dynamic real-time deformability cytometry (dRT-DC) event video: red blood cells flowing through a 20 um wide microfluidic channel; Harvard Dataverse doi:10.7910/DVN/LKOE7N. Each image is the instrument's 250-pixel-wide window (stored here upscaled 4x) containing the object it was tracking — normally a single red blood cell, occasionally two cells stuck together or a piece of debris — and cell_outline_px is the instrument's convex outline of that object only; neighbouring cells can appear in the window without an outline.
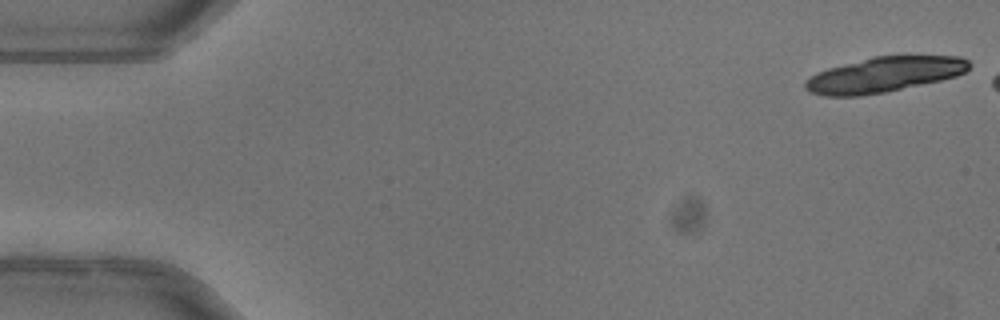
{"species": "common noctule bat (a hibernating species)", "species_latin": "Nyctalus noctula", "temperature_condition": "warm", "stored_images_in_passage": 11, "camera_frame_rate_fps": 3000, "um_per_image_px": 0.085, "animal": {"sex": "female"}, "frame": {"image": 1, "passage_image": 1, "time_ms": 0.0, "image_size_px": [1000, 320], "cell_outline_px": [[972, 64], [964, 72], [956, 76], [940, 80], [884, 92], [860, 96], [824, 96], [808, 92], [804, 88], [804, 84], [816, 72], [828, 68], [872, 56], [960, 56], [968, 60]], "centroid_in_image_um": [75.13, 6.34], "position_along_channel_um": 9.9, "area_um2": 33.47}}